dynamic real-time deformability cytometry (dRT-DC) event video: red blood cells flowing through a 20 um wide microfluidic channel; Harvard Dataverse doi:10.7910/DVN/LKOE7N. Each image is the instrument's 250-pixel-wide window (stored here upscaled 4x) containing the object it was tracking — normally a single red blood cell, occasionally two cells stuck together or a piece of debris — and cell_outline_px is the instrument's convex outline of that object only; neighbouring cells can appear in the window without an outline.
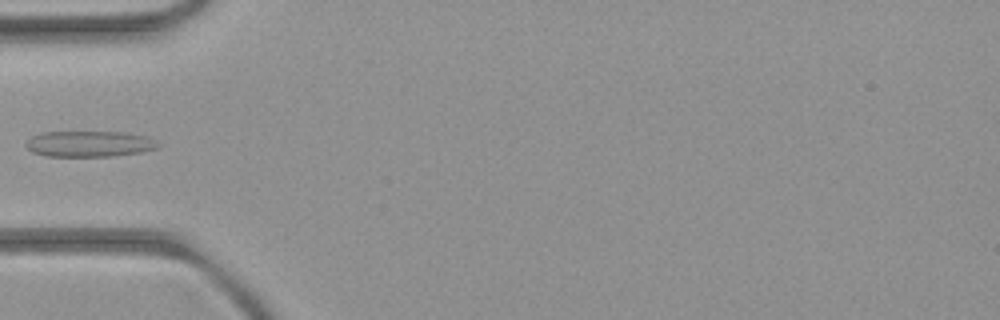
{"species": "common noctule bat (a hibernating species)", "species_latin": "Nyctalus noctula", "temperature_condition": "room temperature", "stored_images_in_passage": 4, "camera_frame_rate_fps": 3000, "um_per_image_px": 0.085, "animal": {"sex": "female", "body_mass_g": 21.9}, "frame": {"image": 1, "passage_image": 4, "time_ms": 3.333, "image_size_px": [1000, 320], "cell_outline_px": [[160, 148], [140, 152], [112, 156], [48, 156], [32, 152], [24, 144], [32, 136], [44, 132], [124, 132], [148, 136], [160, 144]], "centroid_in_image_um": [7.63, 12.22], "position_along_channel_um": 77.4, "area_um2": 19.94}}